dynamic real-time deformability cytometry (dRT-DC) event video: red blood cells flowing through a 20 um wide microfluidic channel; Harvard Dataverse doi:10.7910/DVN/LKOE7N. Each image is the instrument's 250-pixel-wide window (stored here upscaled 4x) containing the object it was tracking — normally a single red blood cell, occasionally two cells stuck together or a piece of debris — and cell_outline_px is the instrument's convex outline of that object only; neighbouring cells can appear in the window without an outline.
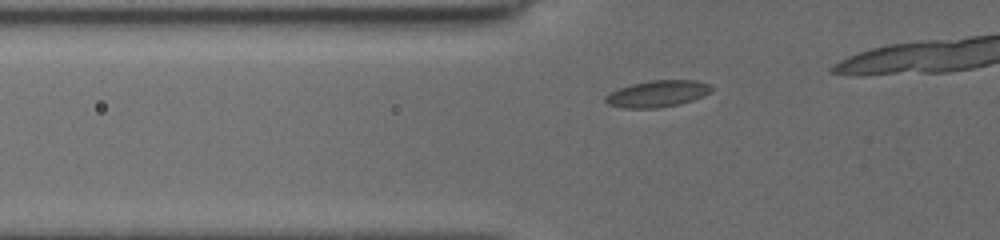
{"species": "common noctule bat (a hibernating species)", "species_latin": "Nyctalus noctula", "temperature_condition": "cold", "stored_images_in_passage": 8, "camera_frame_rate_fps": 3000, "um_per_image_px": 0.085, "animal": {"sex": "female", "body_mass_g": 19.5, "forearm_length_mm": 54.1}, "frame": {"image": 1, "passage_image": 4, "time_ms": 1.0, "image_size_px": [1000, 240], "cell_outline_px": [[712, 88], [708, 92], [692, 100], [680, 104], [656, 108], [624, 108], [608, 104], [604, 100], [604, 96], [620, 88], [632, 84], [652, 80], [696, 80], [712, 84]], "centroid_in_image_um": [55.87, 7.96], "position_along_channel_um": 69.9, "area_um2": 16.24}}